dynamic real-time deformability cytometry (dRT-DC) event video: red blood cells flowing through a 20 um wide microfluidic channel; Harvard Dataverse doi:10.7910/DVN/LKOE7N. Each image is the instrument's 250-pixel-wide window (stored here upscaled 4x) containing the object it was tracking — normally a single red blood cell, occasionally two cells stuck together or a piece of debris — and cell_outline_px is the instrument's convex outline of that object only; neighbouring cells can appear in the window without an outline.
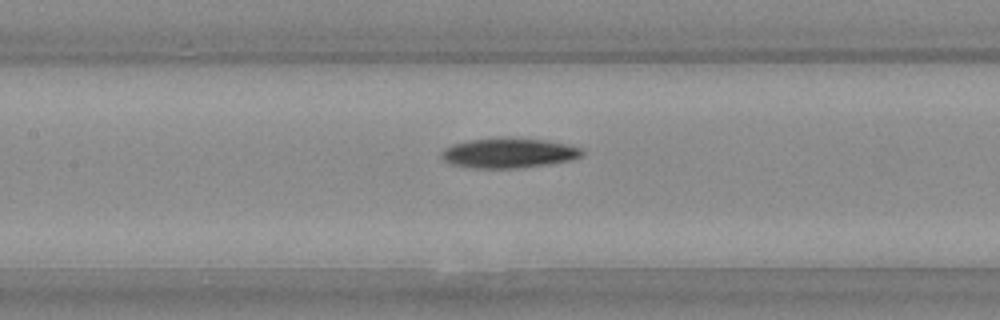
{"species": "Egyptian fruit bat (a non-hibernating species)", "species_latin": "Rousettus aegyptiacus", "temperature_condition": "warm", "stored_images_in_passage": 22, "camera_frame_rate_fps": 3000, "um_per_image_px": 0.085, "animal": {"sex": "female"}, "frame": {"image": 1, "passage_image": 10, "time_ms": 3.0, "image_size_px": [1000, 320], "cell_outline_px": [[584, 152], [580, 156], [572, 160], [552, 164], [520, 168], [472, 168], [448, 164], [440, 156], [440, 152], [444, 148], [452, 144], [472, 140], [544, 140], [564, 144], [580, 148]], "centroid_in_image_um": [43.2, 13.06], "position_along_channel_um": 164.2, "area_um2": 23.81}}
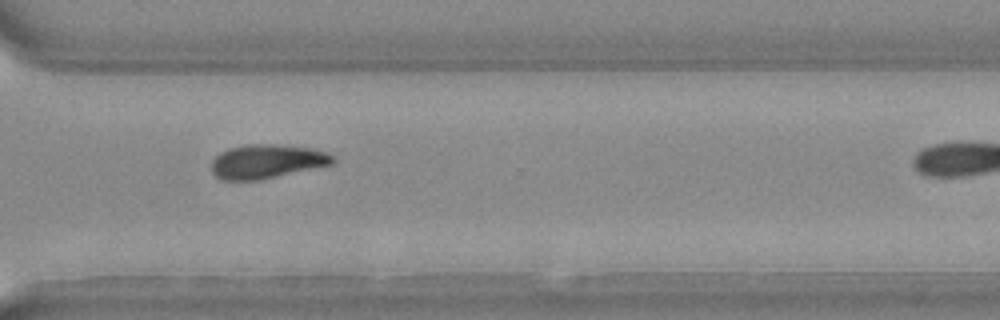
{"frame": {"image": 2, "passage_image": 19, "time_ms": 6.0, "image_size_px": [1000, 320], "cell_outline_px": [[336, 160], [332, 164], [260, 180], [220, 180], [212, 172], [212, 160], [220, 152], [232, 148], [248, 144], [268, 144], [308, 148], [324, 152], [332, 156]], "centroid_in_image_um": [22.64, 13.74], "position_along_channel_um": 348.0, "area_um2": 23.64}}